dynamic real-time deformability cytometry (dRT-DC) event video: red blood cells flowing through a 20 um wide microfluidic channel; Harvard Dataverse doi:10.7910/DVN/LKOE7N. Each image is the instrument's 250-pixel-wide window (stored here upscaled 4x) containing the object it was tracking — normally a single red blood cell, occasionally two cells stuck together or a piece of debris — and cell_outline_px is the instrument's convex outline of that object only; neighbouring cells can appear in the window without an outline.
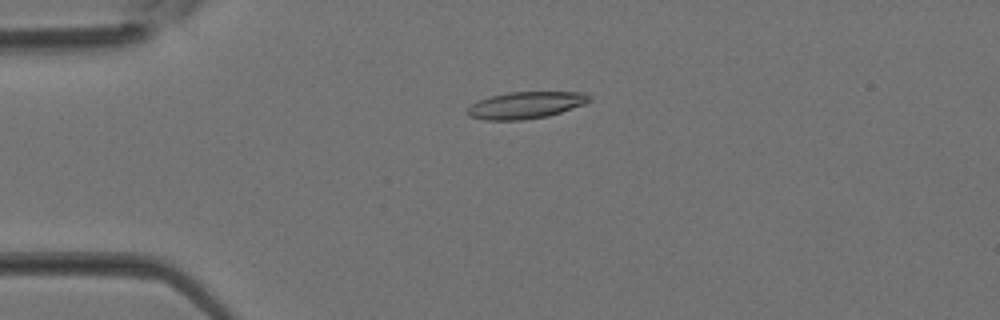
{"species": "Egyptian fruit bat (a non-hibernating species)", "species_latin": "Rousettus aegyptiacus", "temperature_condition": "room temperature", "stored_images_in_passage": 35, "camera_frame_rate_fps": 3000, "um_per_image_px": 0.085, "animal": {"sex": "female"}, "frame": {"image": 1, "passage_image": 7, "time_ms": 2.0, "image_size_px": [1000, 320], "cell_outline_px": [[592, 100], [584, 104], [548, 116], [524, 120], [484, 120], [468, 116], [464, 112], [472, 104], [480, 100], [492, 96], [508, 92], [584, 92], [592, 96]], "centroid_in_image_um": [44.69, 8.94], "position_along_channel_um": 40.3, "area_um2": 19.13}}
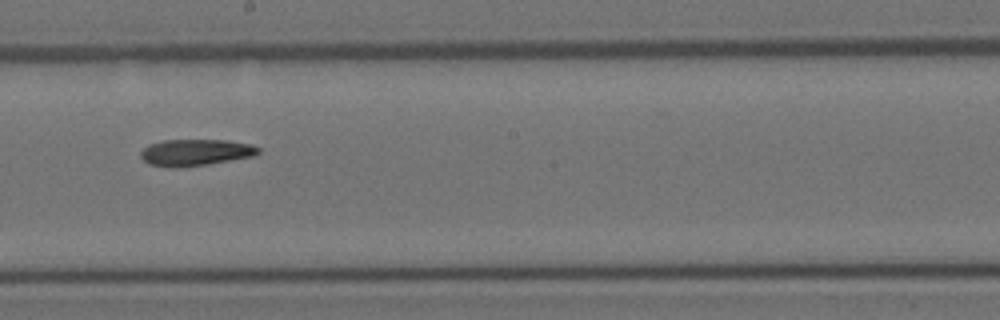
{"frame": {"image": 2, "passage_image": 19, "time_ms": 6.0, "image_size_px": [1000, 320], "cell_outline_px": [[260, 152], [252, 156], [208, 164], [176, 168], [172, 168], [148, 164], [140, 156], [140, 152], [148, 144], [164, 140], [228, 140], [252, 144], [260, 148]], "centroid_in_image_um": [16.6, 12.95], "position_along_channel_um": 231.6, "area_um2": 18.26}}
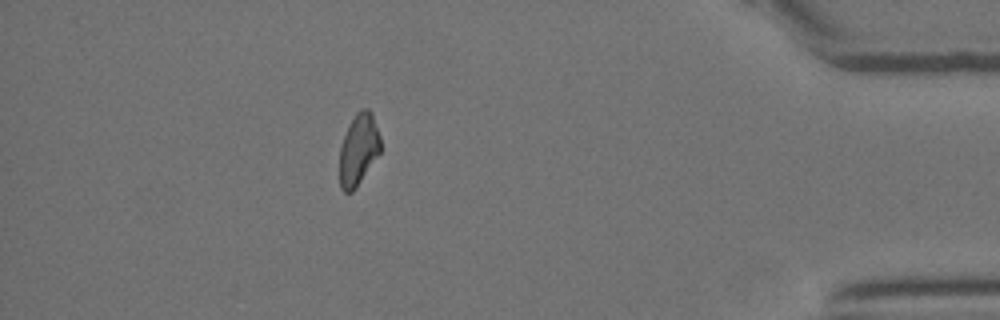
{"frame": {"image": 3, "passage_image": 31, "time_ms": 10.0, "image_size_px": [1000, 320], "cell_outline_px": [[380, 152], [356, 188], [352, 192], [344, 192], [340, 188], [340, 148], [348, 124], [356, 112], [360, 108], [368, 108], [372, 112], [380, 136]], "centroid_in_image_um": [30.47, 12.68], "position_along_channel_um": 404.7, "area_um2": 17.11}}